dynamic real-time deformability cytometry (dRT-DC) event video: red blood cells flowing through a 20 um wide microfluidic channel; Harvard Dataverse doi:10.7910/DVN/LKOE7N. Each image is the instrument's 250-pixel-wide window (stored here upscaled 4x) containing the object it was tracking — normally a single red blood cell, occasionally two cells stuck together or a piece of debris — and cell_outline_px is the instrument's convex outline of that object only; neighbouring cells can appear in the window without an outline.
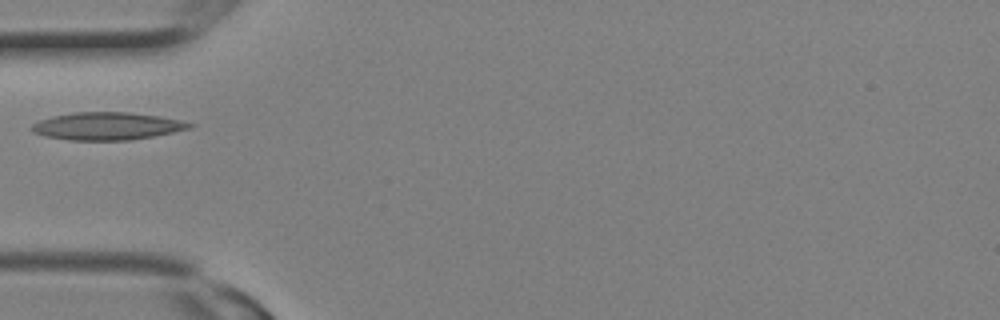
{"species": "Egyptian fruit bat (a non-hibernating species)", "species_latin": "Rousettus aegyptiacus", "temperature_condition": "room temperature", "stored_images_in_passage": 2, "camera_frame_rate_fps": 3000, "um_per_image_px": 0.085, "animal": {"sex": "female"}, "frame": {"image": 1, "passage_image": 2, "time_ms": 0.333, "image_size_px": [1000, 320], "cell_outline_px": [[196, 124], [192, 128], [152, 136], [128, 140], [68, 140], [44, 136], [32, 132], [32, 124], [40, 120], [52, 116], [76, 112], [128, 112], [160, 116], [180, 120]], "centroid_in_image_um": [9.1, 10.71], "position_along_channel_um": 75.9, "area_um2": 25.32}}